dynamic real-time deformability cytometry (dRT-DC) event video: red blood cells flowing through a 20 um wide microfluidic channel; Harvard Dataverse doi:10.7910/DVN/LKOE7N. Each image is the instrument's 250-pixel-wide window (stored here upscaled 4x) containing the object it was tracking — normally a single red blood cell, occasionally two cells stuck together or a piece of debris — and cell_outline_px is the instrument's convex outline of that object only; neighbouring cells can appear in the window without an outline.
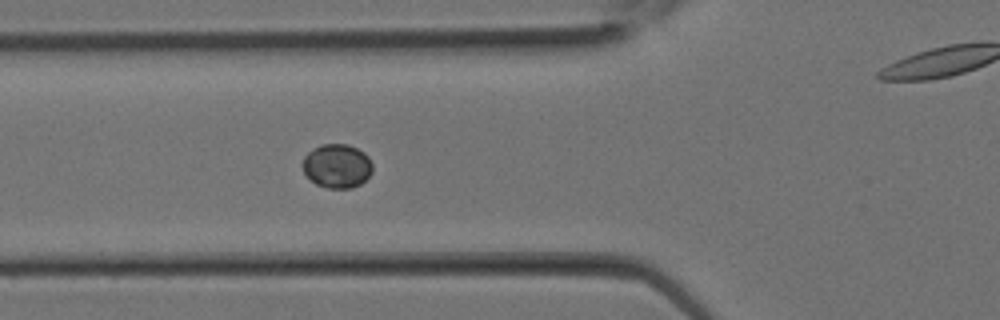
{"species": "Egyptian fruit bat (a non-hibernating species)", "species_latin": "Rousettus aegyptiacus", "temperature_condition": "room temperature", "stored_images_in_passage": 28, "camera_frame_rate_fps": 3000, "um_per_image_px": 0.085, "animal": {"sex": "female"}, "frame": {"image": 1, "passage_image": 10, "time_ms": 3.0, "image_size_px": [1000, 320], "cell_outline_px": [[372, 172], [360, 184], [352, 188], [328, 188], [316, 184], [304, 172], [304, 156], [312, 148], [320, 144], [348, 144], [364, 152], [368, 156], [372, 164]], "centroid_in_image_um": [28.66, 14.09], "position_along_channel_um": 97.1, "area_um2": 17.8}}
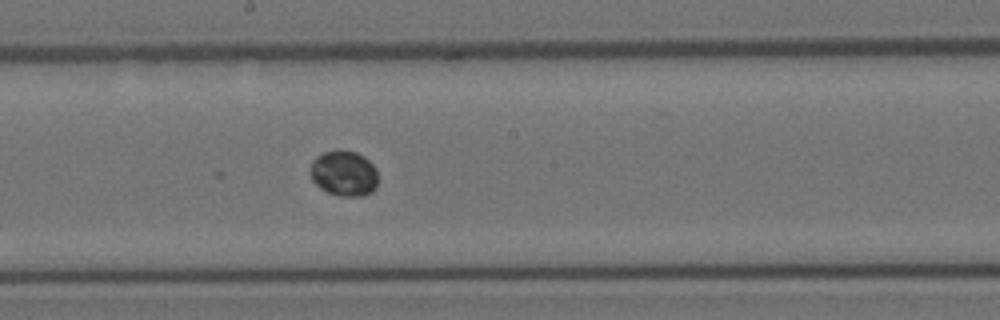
{"frame": {"image": 2, "passage_image": 15, "time_ms": 4.667, "image_size_px": [1000, 320], "cell_outline_px": [[376, 188], [372, 192], [364, 196], [340, 196], [328, 192], [320, 188], [312, 180], [308, 172], [312, 160], [316, 156], [324, 152], [356, 152], [364, 156], [376, 168]], "centroid_in_image_um": [29.21, 14.76], "position_along_channel_um": 219.0, "area_um2": 17.86}}
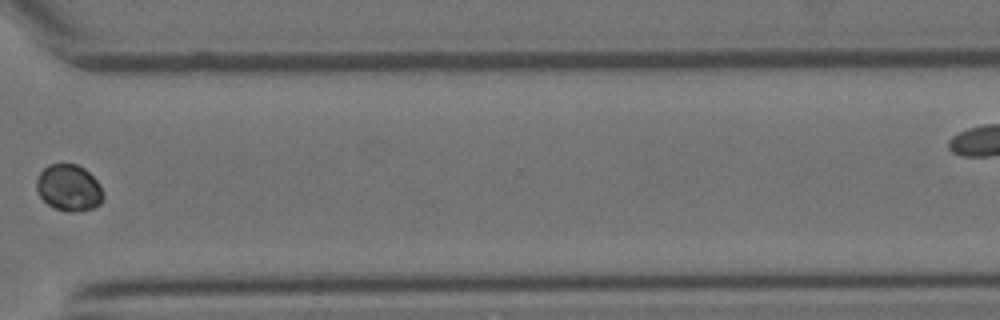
{"frame": {"image": 3, "passage_image": 21, "time_ms": 6.667, "image_size_px": [1000, 320], "cell_outline_px": [[104, 196], [100, 204], [92, 208], [72, 212], [68, 212], [56, 208], [48, 204], [40, 196], [36, 188], [36, 180], [40, 172], [48, 164], [76, 164], [84, 168], [100, 184]], "centroid_in_image_um": [5.85, 15.95], "position_along_channel_um": 364.7, "area_um2": 17.98}}